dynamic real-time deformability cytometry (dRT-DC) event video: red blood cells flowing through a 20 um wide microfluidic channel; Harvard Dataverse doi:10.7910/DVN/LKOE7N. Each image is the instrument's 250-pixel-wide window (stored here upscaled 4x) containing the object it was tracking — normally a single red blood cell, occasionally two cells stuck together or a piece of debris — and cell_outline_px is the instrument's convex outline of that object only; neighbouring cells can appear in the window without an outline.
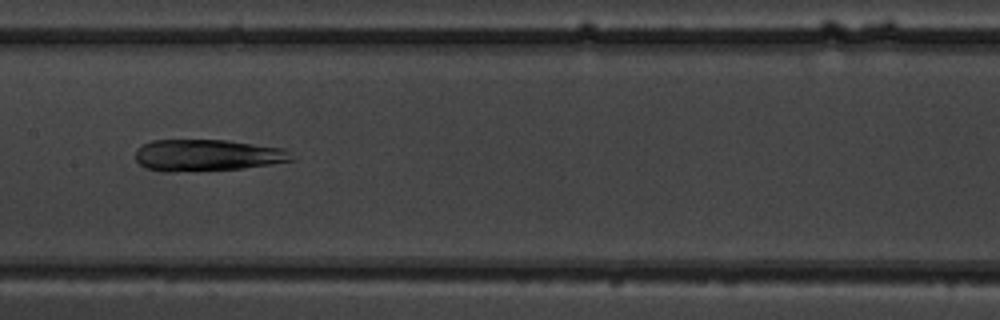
{"species": "common noctule bat (a hibernating species)", "species_latin": "Nyctalus noctula", "temperature_condition": "warm", "stored_images_in_passage": 6, "camera_frame_rate_fps": 3000, "um_per_image_px": 0.085, "animal": {"sex": "male", "body_mass_g": 19.5, "forearm_length_mm": 54.6}, "frame": {"image": 1, "passage_image": 5, "time_ms": 5.333, "image_size_px": [1000, 320], "cell_outline_px": [[296, 160], [244, 168], [172, 172], [164, 172], [144, 168], [136, 160], [136, 148], [152, 140], [228, 140], [284, 148], [296, 156]], "centroid_in_image_um": [17.63, 13.2], "position_along_channel_um": 189.8, "area_um2": 29.07}}
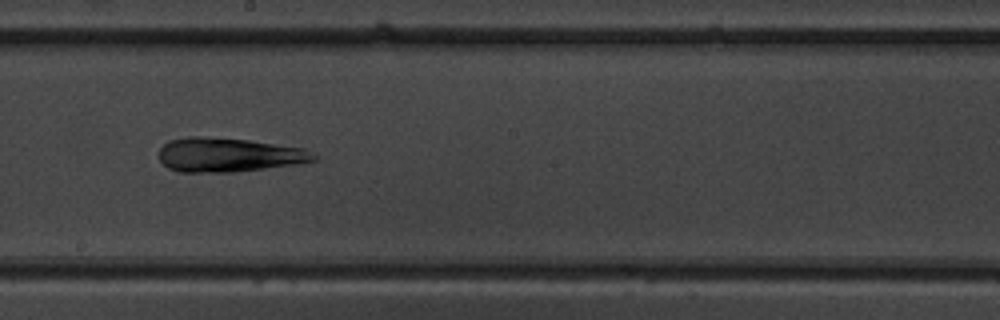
{"frame": {"image": 2, "passage_image": 6, "time_ms": 6.333, "image_size_px": [1000, 320], "cell_outline_px": [[316, 160], [296, 164], [232, 172], [180, 172], [168, 168], [160, 160], [160, 148], [168, 140], [188, 136], [200, 136], [248, 140], [304, 148], [316, 152]], "centroid_in_image_um": [19.43, 13.16], "position_along_channel_um": 228.8, "area_um2": 30.75}}